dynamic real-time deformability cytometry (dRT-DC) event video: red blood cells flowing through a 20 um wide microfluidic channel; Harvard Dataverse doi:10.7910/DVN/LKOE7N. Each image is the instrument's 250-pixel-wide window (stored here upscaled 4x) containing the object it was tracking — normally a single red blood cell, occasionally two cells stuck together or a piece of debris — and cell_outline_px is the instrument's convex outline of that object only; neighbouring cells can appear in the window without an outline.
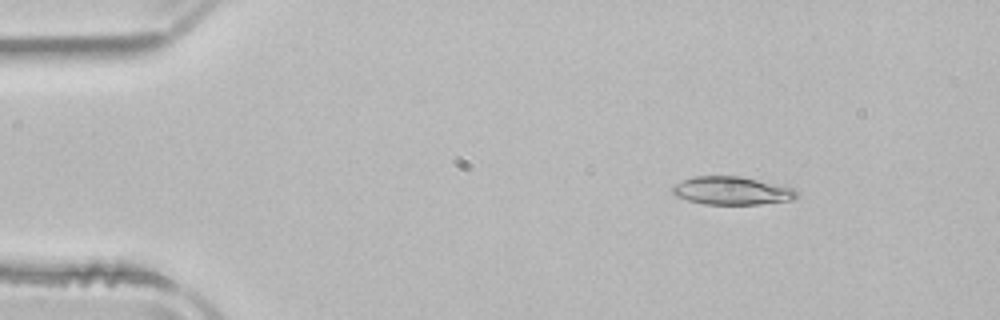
{"species": "common noctule bat (a hibernating species)", "species_latin": "Nyctalus noctula", "temperature_condition": "room temperature", "stored_images_in_passage": 50, "camera_frame_rate_fps": 3000, "um_per_image_px": 0.085, "animal": {"sex": "male", "body_mass_g": 21.5, "forearm_length_mm": 52.0}, "frame": {"image": 1, "passage_image": 6, "time_ms": 1.667, "image_size_px": [1000, 320], "cell_outline_px": [[800, 196], [792, 200], [760, 204], [704, 204], [688, 200], [676, 196], [672, 192], [672, 188], [676, 184], [692, 176], [740, 176], [796, 188]], "centroid_in_image_um": [62.26, 16.21], "position_along_channel_um": 22.7, "area_um2": 20.4}}
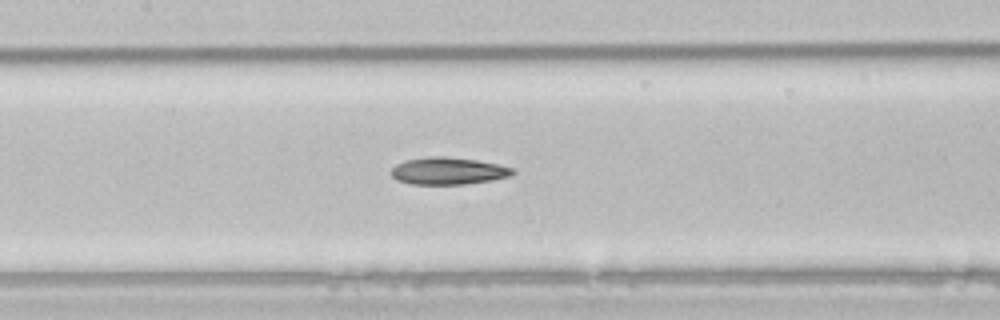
{"frame": {"image": 2, "passage_image": 23, "time_ms": 7.333, "image_size_px": [1000, 320], "cell_outline_px": [[516, 172], [512, 176], [492, 180], [464, 184], [412, 184], [396, 180], [388, 172], [396, 164], [404, 160], [428, 156], [444, 156], [476, 160], [496, 164], [512, 168]], "centroid_in_image_um": [38.05, 14.53], "position_along_channel_um": 169.3, "area_um2": 19.36}}
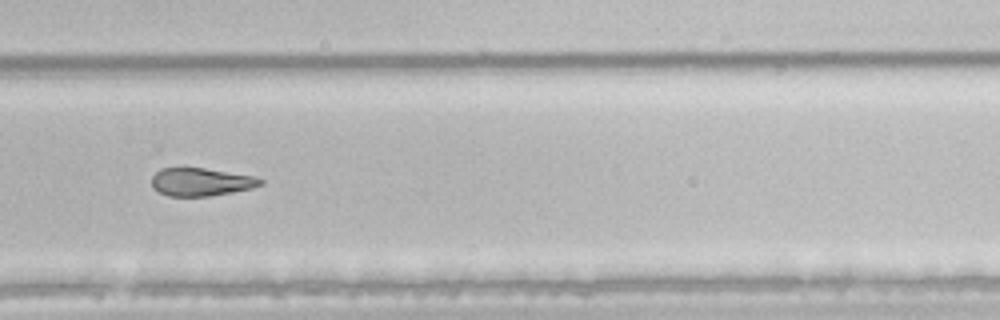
{"frame": {"image": 3, "passage_image": 34, "time_ms": 11.0, "image_size_px": [1000, 320], "cell_outline_px": [[264, 184], [252, 188], [232, 192], [208, 196], [168, 196], [152, 188], [152, 176], [160, 168], [204, 168], [252, 176], [264, 180]], "centroid_in_image_um": [17.07, 15.47], "position_along_channel_um": 312.7, "area_um2": 17.63}}